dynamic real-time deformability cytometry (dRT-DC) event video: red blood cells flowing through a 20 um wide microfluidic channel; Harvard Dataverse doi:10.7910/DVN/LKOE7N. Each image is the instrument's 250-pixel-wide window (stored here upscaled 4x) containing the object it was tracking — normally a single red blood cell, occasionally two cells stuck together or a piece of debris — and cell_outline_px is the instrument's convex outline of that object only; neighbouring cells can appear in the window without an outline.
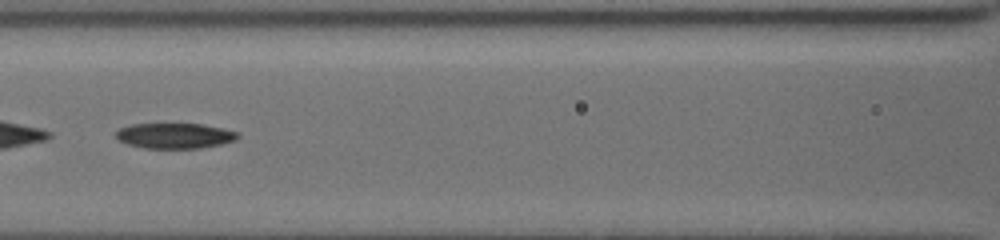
{"species": "common noctule bat (a hibernating species)", "species_latin": "Nyctalus noctula", "temperature_condition": "cold", "stored_images_in_passage": 14, "camera_frame_rate_fps": 3000, "um_per_image_px": 0.085, "animal": {"sex": "female", "body_mass_g": 19.5, "forearm_length_mm": 54.1}, "frame": {"image": 1, "passage_image": 11, "time_ms": 5.667, "image_size_px": [1000, 240], "cell_outline_px": [[240, 136], [236, 140], [204, 148], [144, 148], [128, 144], [116, 140], [116, 132], [120, 128], [132, 124], [200, 124], [224, 128], [240, 132]], "centroid_in_image_um": [14.88, 11.54], "position_along_channel_um": 151.7, "area_um2": 18.15}}